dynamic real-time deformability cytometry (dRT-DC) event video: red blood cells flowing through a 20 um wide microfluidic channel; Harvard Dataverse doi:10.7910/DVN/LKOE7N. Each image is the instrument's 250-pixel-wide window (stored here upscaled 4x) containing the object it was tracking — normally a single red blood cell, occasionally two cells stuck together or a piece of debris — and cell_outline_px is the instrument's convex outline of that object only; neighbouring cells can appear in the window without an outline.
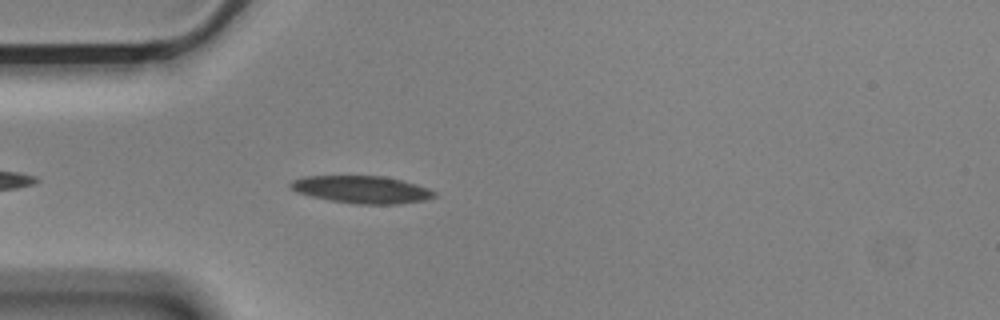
{"species": "Egyptian fruit bat (a non-hibernating species)", "species_latin": "Rousettus aegyptiacus", "temperature_condition": "cold", "stored_images_in_passage": 27, "camera_frame_rate_fps": 3000, "um_per_image_px": 0.085, "animal": {"sex": "male"}, "frame": {"image": 1, "passage_image": 3, "time_ms": 0.667, "image_size_px": [1000, 320], "cell_outline_px": [[436, 196], [424, 200], [400, 204], [356, 204], [332, 200], [312, 196], [296, 192], [288, 188], [288, 184], [292, 180], [304, 176], [384, 176], [416, 184], [428, 188], [436, 192]], "centroid_in_image_um": [30.73, 16.11], "position_along_channel_um": 54.3, "area_um2": 22.95}}
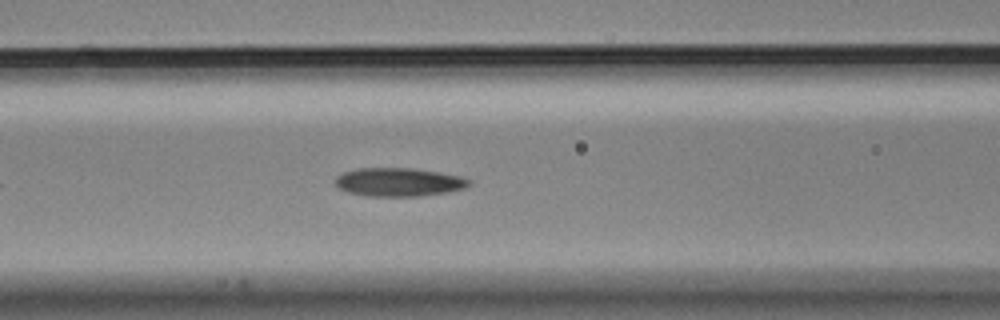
{"frame": {"image": 2, "passage_image": 10, "time_ms": 3.0, "image_size_px": [1000, 320], "cell_outline_px": [[472, 184], [464, 188], [448, 192], [416, 196], [368, 196], [348, 192], [340, 188], [336, 184], [336, 176], [344, 172], [360, 168], [412, 168], [460, 176], [472, 180]], "centroid_in_image_um": [33.92, 15.48], "position_along_channel_um": 132.7, "area_um2": 22.02}}
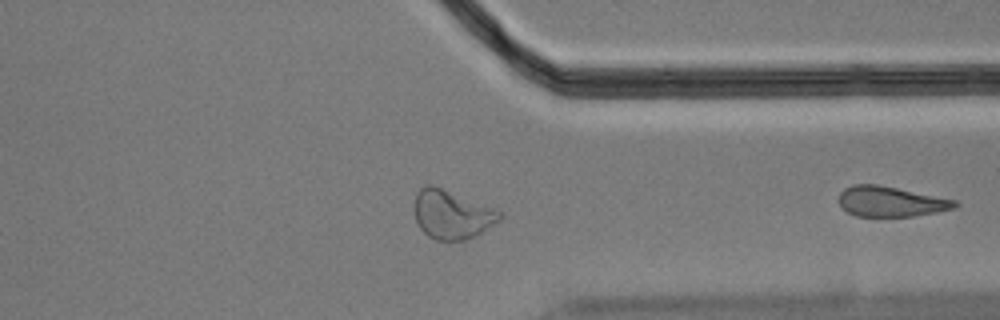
{"frame": {"image": 3, "passage_image": 27, "time_ms": 8.667, "image_size_px": [1000, 320], "cell_outline_px": [[960, 204], [956, 208], [936, 212], [912, 216], [856, 216], [848, 212], [840, 204], [840, 192], [844, 188], [852, 184], [876, 184], [956, 200]], "centroid_in_image_um": [75.72, 17.13], "position_along_channel_um": 335.7, "area_um2": 20.23}}